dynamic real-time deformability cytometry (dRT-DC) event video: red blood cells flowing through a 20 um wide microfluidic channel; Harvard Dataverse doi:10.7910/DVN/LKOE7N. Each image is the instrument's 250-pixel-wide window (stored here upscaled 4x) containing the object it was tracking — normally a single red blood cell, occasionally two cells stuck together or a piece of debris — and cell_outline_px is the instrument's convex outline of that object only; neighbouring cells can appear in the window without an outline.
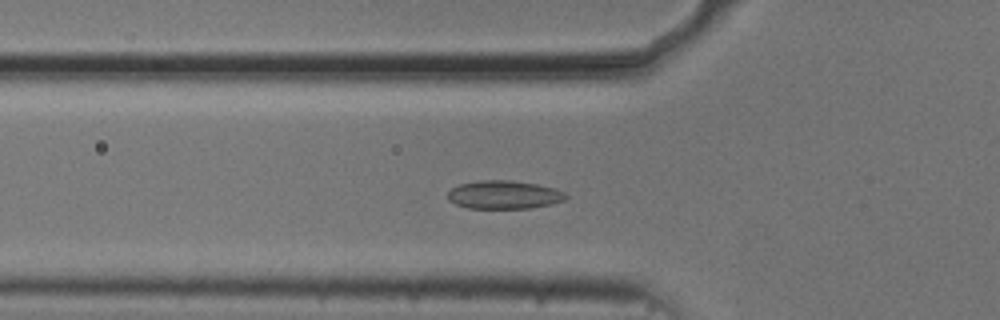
{"species": "common noctule bat (a hibernating species)", "species_latin": "Nyctalus noctula", "temperature_condition": "cold", "stored_images_in_passage": 55, "camera_frame_rate_fps": 3000, "um_per_image_px": 0.085, "animal": {"sex": "male", "body_mass_g": 20.5, "forearm_length_mm": 52.5}, "frame": {"image": 1, "passage_image": 18, "time_ms": 5.667, "image_size_px": [1000, 320], "cell_outline_px": [[568, 196], [564, 200], [552, 204], [528, 208], [468, 208], [456, 204], [448, 200], [448, 192], [452, 188], [460, 184], [480, 180], [508, 180], [536, 184], [556, 188], [564, 192]], "centroid_in_image_um": [42.85, 16.55], "position_along_channel_um": 83.0, "area_um2": 19.42}}
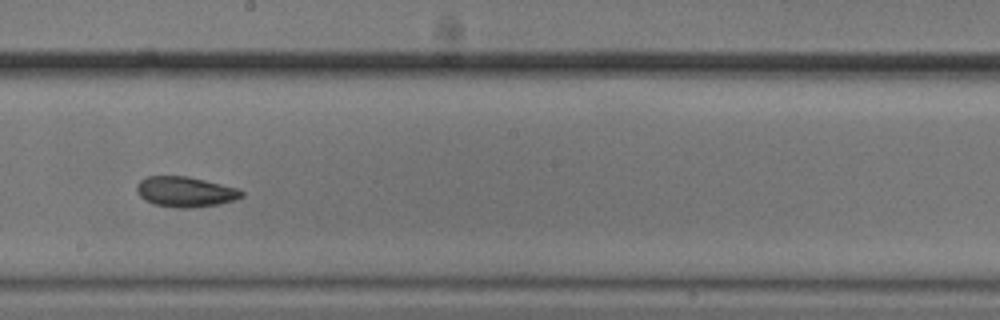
{"frame": {"image": 2, "passage_image": 30, "time_ms": 9.667, "image_size_px": [1000, 320], "cell_outline_px": [[244, 196], [236, 200], [220, 204], [184, 208], [180, 208], [156, 204], [144, 200], [136, 192], [136, 184], [140, 180], [148, 176], [188, 176], [236, 188], [244, 192]], "centroid_in_image_um": [15.74, 16.3], "position_along_channel_um": 232.5, "area_um2": 18.44}}
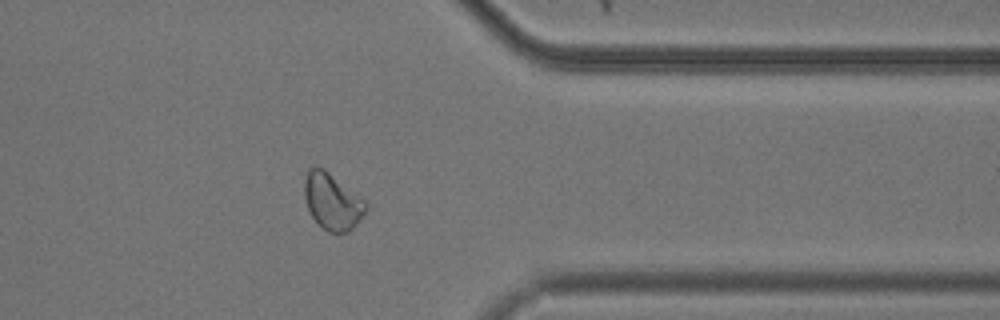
{"frame": {"image": 3, "passage_image": 43, "time_ms": 14.0, "image_size_px": [1000, 320], "cell_outline_px": [[368, 208], [356, 224], [348, 232], [328, 232], [312, 216], [308, 208], [304, 196], [304, 180], [308, 172], [312, 168], [324, 168], [364, 200], [368, 204]], "centroid_in_image_um": [28.25, 17.13], "position_along_channel_um": 383.1, "area_um2": 19.71}, "authors_computed_cell_mechanics": {"area_um2": 19.5364, "velocity_mm_per_s": 3.7103, "shape_relaxation_time_tau1_ms": 5.5634, "shape_relaxation_time_tau2_ms": 4.1429, "deformation_change_tau1": 0.0841, "deformation_change_tau2": 0.0607}}